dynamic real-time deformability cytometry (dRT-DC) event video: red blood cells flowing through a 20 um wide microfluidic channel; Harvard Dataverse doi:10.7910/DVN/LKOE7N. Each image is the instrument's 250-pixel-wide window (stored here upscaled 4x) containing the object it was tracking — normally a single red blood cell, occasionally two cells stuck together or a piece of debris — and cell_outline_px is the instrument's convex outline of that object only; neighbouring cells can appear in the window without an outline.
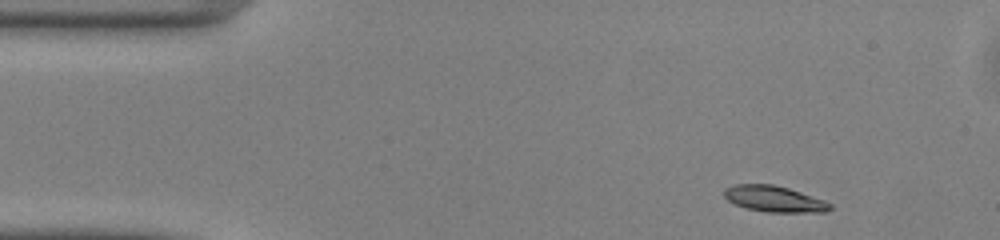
{"species": "common noctule bat (a hibernating species)", "species_latin": "Nyctalus noctula", "temperature_condition": "warm", "stored_images_in_passage": 45, "camera_frame_rate_fps": 3000, "um_per_image_px": 0.085, "animal": {"sex": "male", "body_mass_g": 13.0, "forearm_length_mm": 53.1}, "frame": {"image": 1, "passage_image": 1, "time_ms": 0.0, "image_size_px": [1000, 240], "cell_outline_px": [[832, 208], [824, 212], [768, 212], [748, 208], [736, 204], [728, 200], [724, 196], [724, 188], [736, 184], [772, 184], [788, 188], [824, 200], [832, 204]], "centroid_in_image_um": [65.81, 16.9], "position_along_channel_um": 19.2, "area_um2": 15.9}}
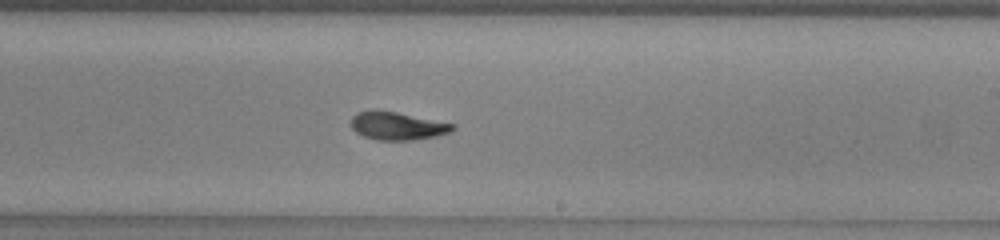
{"frame": {"image": 2, "passage_image": 24, "time_ms": 7.667, "image_size_px": [1000, 240], "cell_outline_px": [[456, 128], [452, 132], [436, 136], [412, 140], [376, 140], [364, 136], [356, 132], [348, 124], [352, 116], [356, 112], [376, 108], [456, 124]], "centroid_in_image_um": [33.74, 10.68], "position_along_channel_um": 255.3, "area_um2": 16.99}}
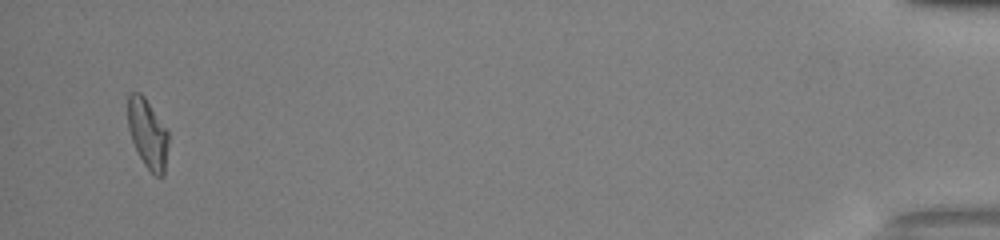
{"frame": {"image": 3, "passage_image": 43, "time_ms": 14.0, "image_size_px": [1000, 240], "cell_outline_px": [[168, 144], [164, 176], [156, 176], [144, 164], [132, 140], [128, 128], [128, 92], [140, 92], [144, 96], [168, 128]], "centroid_in_image_um": [12.57, 11.32], "position_along_channel_um": 422.6, "area_um2": 16.47}, "authors_computed_cell_mechanics": {"area_um2": 16.5886, "velocity_mm_per_s": 4.1132, "shape_relaxation_time_tau1_ms": 3.1926, "shape_relaxation_time_tau2_ms": 2.9797, "deformation_change_tau1": 0.1894, "deformation_change_tau2": 0.0926}}